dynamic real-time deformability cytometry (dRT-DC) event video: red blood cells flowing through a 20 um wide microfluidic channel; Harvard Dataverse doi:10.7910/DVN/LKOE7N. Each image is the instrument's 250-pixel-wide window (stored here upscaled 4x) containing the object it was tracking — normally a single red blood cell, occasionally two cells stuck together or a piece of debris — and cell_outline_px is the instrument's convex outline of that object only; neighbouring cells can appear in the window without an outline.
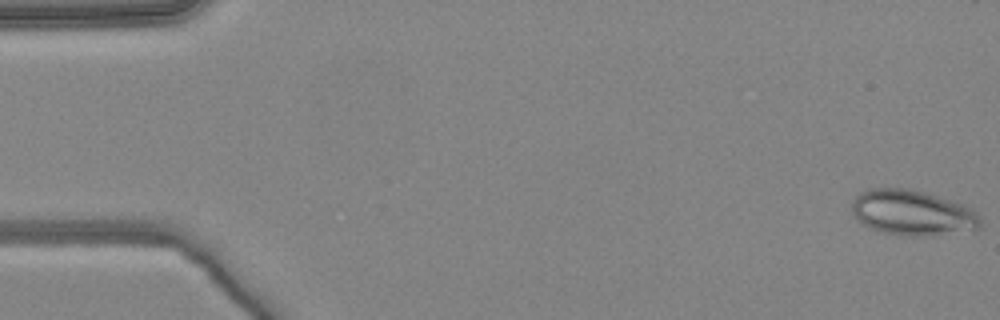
{"species": "common noctule bat (a hibernating species)", "species_latin": "Nyctalus noctula", "temperature_condition": "warm", "stored_images_in_passage": 5, "camera_frame_rate_fps": 3000, "um_per_image_px": 0.085, "animal": {"sex": "female", "body_mass_g": 24.6, "forearm_length_mm": 56.2}, "frame": {"image": 1, "passage_image": 1, "time_ms": 0.0, "image_size_px": [1000, 320], "cell_outline_px": [[980, 228], [932, 236], [908, 236], [884, 232], [872, 228], [864, 224], [852, 216], [852, 200], [860, 192], [868, 188], [912, 188], [964, 204], [972, 208], [980, 216]], "centroid_in_image_um": [77.55, 18.07], "position_along_channel_um": 7.5, "area_um2": 34.16}}